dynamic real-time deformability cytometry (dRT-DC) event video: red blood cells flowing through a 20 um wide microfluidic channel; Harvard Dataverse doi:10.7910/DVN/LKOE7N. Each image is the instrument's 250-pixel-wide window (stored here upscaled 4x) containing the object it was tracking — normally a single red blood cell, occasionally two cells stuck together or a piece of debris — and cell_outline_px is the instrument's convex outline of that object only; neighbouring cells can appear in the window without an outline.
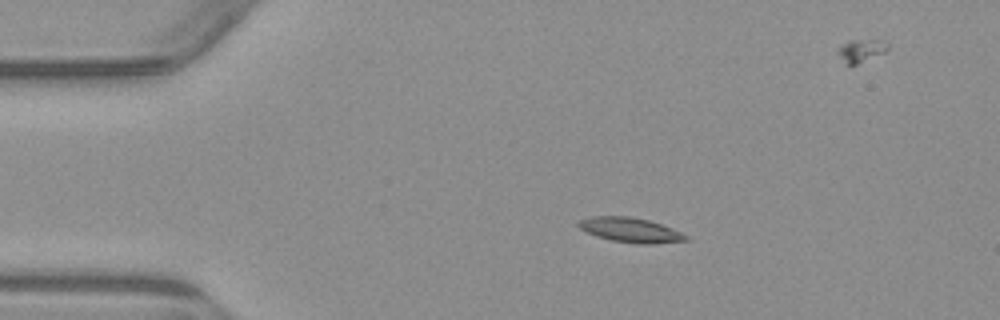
{"species": "common noctule bat (a hibernating species)", "species_latin": "Nyctalus noctula", "temperature_condition": "warm", "stored_images_in_passage": 5, "camera_frame_rate_fps": 3000, "um_per_image_px": 0.085, "animal": {"sex": "male", "body_mass_g": 23.1, "forearm_length_mm": 52.7}, "frame": {"image": 1, "passage_image": 3, "time_ms": 2.333, "image_size_px": [1000, 320], "cell_outline_px": [[688, 240], [656, 244], [636, 244], [612, 240], [596, 236], [580, 228], [576, 224], [580, 220], [592, 216], [628, 216], [648, 220], [672, 228], [688, 236]], "centroid_in_image_um": [53.59, 19.55], "position_along_channel_um": 31.4, "area_um2": 15.37}}